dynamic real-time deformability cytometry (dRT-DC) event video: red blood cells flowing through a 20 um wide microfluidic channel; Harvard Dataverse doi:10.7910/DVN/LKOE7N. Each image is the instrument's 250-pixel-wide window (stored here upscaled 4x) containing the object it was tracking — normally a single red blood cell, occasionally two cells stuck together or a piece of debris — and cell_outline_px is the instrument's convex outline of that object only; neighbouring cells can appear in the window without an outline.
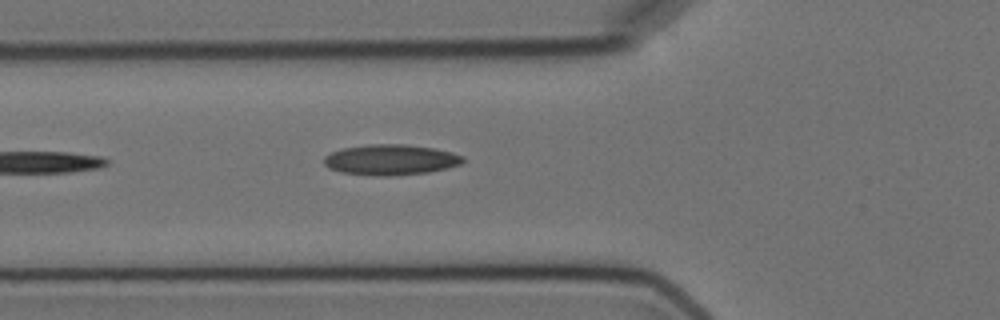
{"species": "Egyptian fruit bat (a non-hibernating species)", "species_latin": "Rousettus aegyptiacus", "temperature_condition": "cold", "stored_images_in_passage": 5, "camera_frame_rate_fps": 3000, "um_per_image_px": 0.085, "animal": {"sex": "female"}, "frame": {"image": 1, "passage_image": 5, "time_ms": 4.667, "image_size_px": [1000, 320], "cell_outline_px": [[464, 160], [460, 164], [428, 172], [388, 176], [376, 176], [340, 172], [328, 168], [324, 164], [324, 156], [332, 152], [344, 148], [368, 144], [404, 144], [432, 148], [452, 152], [464, 156]], "centroid_in_image_um": [33.17, 13.58], "position_along_channel_um": 92.6, "area_um2": 24.62}}